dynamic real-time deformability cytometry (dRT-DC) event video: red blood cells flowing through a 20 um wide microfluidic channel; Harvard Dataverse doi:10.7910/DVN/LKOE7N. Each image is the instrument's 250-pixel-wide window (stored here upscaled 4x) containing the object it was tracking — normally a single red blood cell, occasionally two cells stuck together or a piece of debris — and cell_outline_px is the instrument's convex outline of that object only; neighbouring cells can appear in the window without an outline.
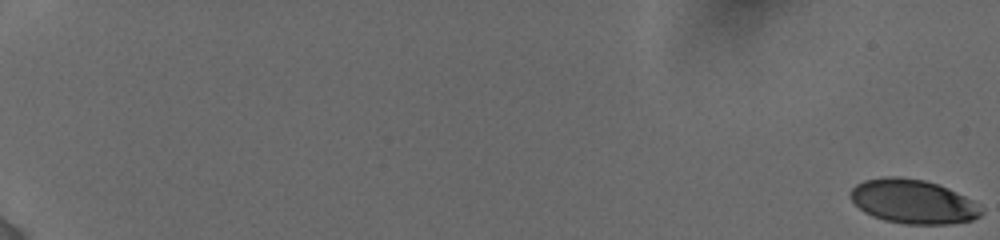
{"species": "human", "species_latin": "Homo sapiens", "temperature_condition": "cold", "stored_images_in_passage": 20, "camera_frame_rate_fps": 3000, "um_per_image_px": 0.085, "donor": {"sex": "female"}, "frame": {"image": 1, "passage_image": 1, "time_ms": 0.0, "image_size_px": [1000, 240], "cell_outline_px": [[984, 212], [980, 216], [972, 220], [948, 224], [904, 224], [884, 220], [872, 216], [864, 212], [848, 196], [848, 192], [856, 184], [864, 180], [884, 176], [900, 176], [924, 180], [940, 184], [980, 204], [984, 208]], "centroid_in_image_um": [77.61, 17.12], "position_along_channel_um": 7.4, "area_um2": 34.04}}
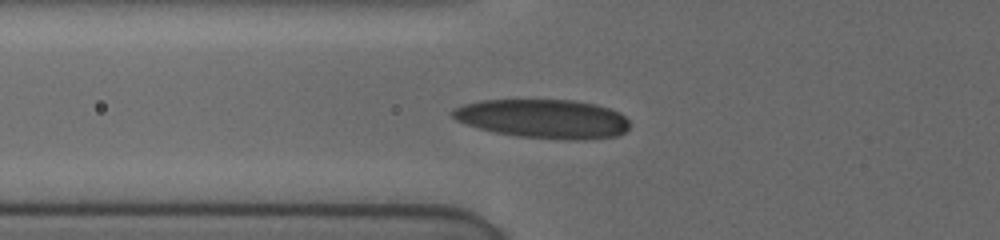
{"frame": {"image": 2, "passage_image": 17, "time_ms": 8.0, "image_size_px": [1000, 240], "cell_outline_px": [[628, 128], [624, 132], [616, 136], [584, 140], [568, 140], [516, 136], [492, 132], [464, 124], [456, 120], [452, 116], [452, 108], [464, 104], [480, 100], [576, 100], [596, 104], [620, 112], [628, 120]], "centroid_in_image_um": [46.16, 10.1], "position_along_channel_um": 79.6, "area_um2": 40.52}}
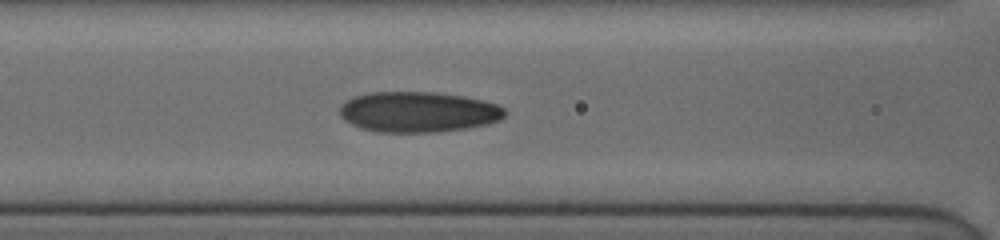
{"frame": {"image": 3, "passage_image": 20, "time_ms": 9.333, "image_size_px": [1000, 240], "cell_outline_px": [[508, 112], [500, 120], [488, 124], [468, 128], [436, 132], [376, 132], [360, 128], [344, 120], [340, 116], [340, 104], [344, 100], [352, 96], [368, 92], [436, 92], [464, 96], [484, 100], [496, 104], [504, 108]], "centroid_in_image_um": [35.53, 9.51], "position_along_channel_um": 131.1, "area_um2": 39.54}}